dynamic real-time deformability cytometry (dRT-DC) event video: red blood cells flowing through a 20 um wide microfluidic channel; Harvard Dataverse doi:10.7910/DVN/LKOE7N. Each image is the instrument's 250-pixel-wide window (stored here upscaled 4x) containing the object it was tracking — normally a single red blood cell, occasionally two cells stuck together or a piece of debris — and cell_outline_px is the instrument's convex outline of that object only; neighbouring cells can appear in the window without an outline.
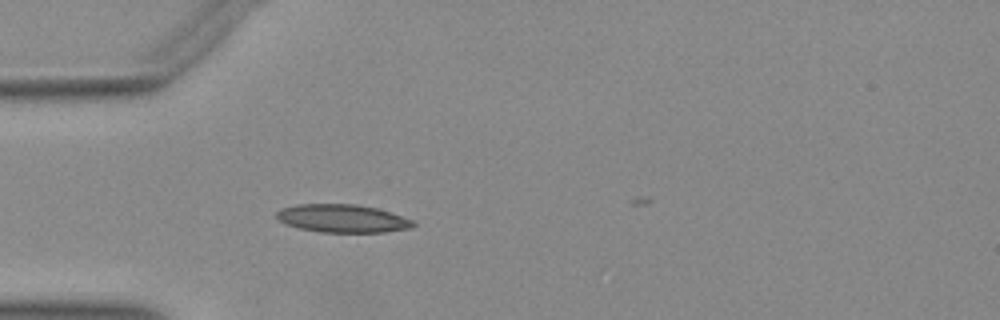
{"species": "Egyptian fruit bat (a non-hibernating species)", "species_latin": "Rousettus aegyptiacus", "temperature_condition": "warm", "stored_images_in_passage": 10, "camera_frame_rate_fps": 3000, "um_per_image_px": 0.085, "animal": {"sex": "female"}, "frame": {"image": 1, "passage_image": 6, "time_ms": 1.667, "image_size_px": [1000, 320], "cell_outline_px": [[416, 224], [412, 228], [384, 232], [320, 232], [300, 228], [288, 224], [280, 220], [276, 216], [276, 212], [280, 208], [296, 204], [356, 204], [376, 208], [416, 220]], "centroid_in_image_um": [29.15, 18.56], "position_along_channel_um": 55.9, "area_um2": 22.37}}
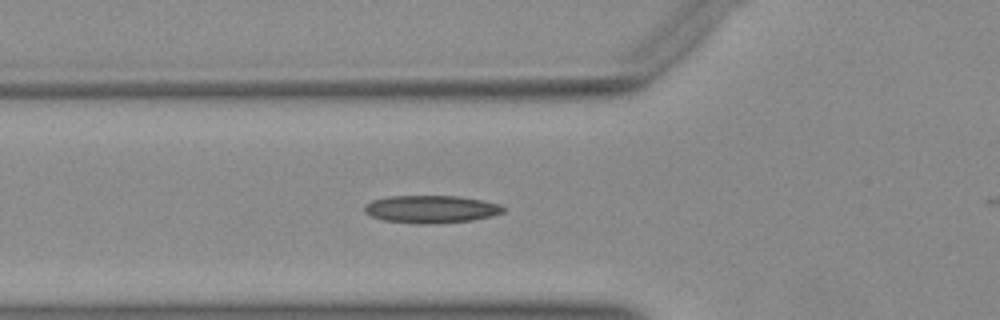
{"frame": {"image": 2, "passage_image": 9, "time_ms": 2.667, "image_size_px": [1000, 320], "cell_outline_px": [[504, 212], [492, 216], [472, 220], [432, 224], [416, 224], [384, 220], [372, 216], [364, 212], [364, 208], [372, 200], [388, 196], [460, 196], [500, 204], [504, 208]], "centroid_in_image_um": [36.65, 17.78], "position_along_channel_um": 89.2, "area_um2": 22.31}}